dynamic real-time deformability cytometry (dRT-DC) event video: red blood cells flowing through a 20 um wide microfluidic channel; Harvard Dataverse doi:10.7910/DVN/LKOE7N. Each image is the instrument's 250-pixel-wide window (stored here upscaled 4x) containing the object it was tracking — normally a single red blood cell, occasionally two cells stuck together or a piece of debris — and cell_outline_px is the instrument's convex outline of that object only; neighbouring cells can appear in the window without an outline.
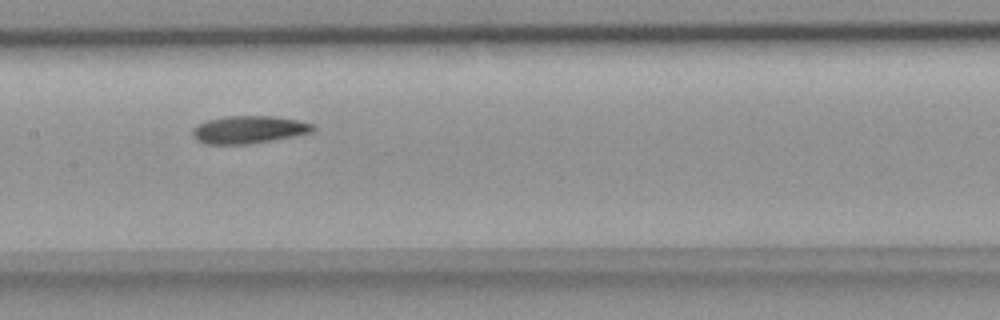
{"species": "common noctule bat (a hibernating species)", "species_latin": "Nyctalus noctula", "temperature_condition": "room temperature", "stored_images_in_passage": 7, "segment_of_instrument_passage": [1, 2], "camera_frame_rate_fps": 3000, "um_per_image_px": 0.085, "animal": {"sex": "female", "body_mass_g": 18.4}, "frame": {"image": 1, "passage_image": 5, "time_ms": 1.333, "image_size_px": [1000, 320], "cell_outline_px": [[316, 128], [312, 132], [272, 140], [248, 144], [204, 144], [196, 140], [192, 136], [192, 128], [196, 124], [204, 120], [228, 116], [272, 116], [300, 120], [312, 124]], "centroid_in_image_um": [21.09, 11.01], "position_along_channel_um": 186.3, "area_um2": 19.54}}
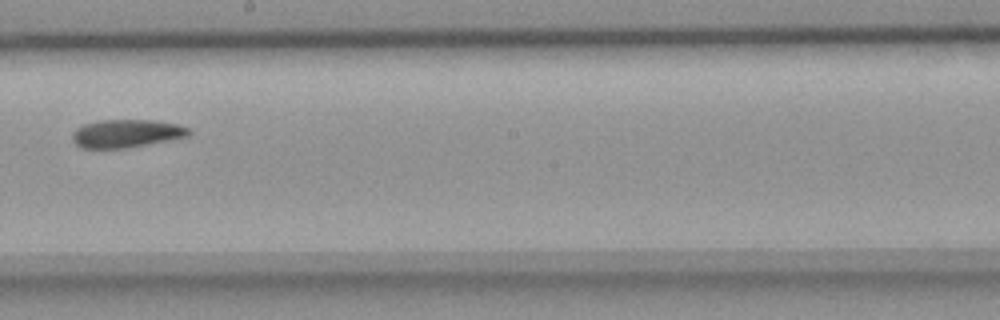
{"frame": {"image": 2, "passage_image": 6, "time_ms": 1.667, "image_size_px": [1000, 320], "cell_outline_px": [[192, 132], [188, 136], [128, 148], [80, 148], [72, 140], [72, 132], [76, 128], [84, 124], [100, 120], [152, 120], [176, 124], [188, 128]], "centroid_in_image_um": [10.71, 11.35], "position_along_channel_um": 237.5, "area_um2": 19.02}}